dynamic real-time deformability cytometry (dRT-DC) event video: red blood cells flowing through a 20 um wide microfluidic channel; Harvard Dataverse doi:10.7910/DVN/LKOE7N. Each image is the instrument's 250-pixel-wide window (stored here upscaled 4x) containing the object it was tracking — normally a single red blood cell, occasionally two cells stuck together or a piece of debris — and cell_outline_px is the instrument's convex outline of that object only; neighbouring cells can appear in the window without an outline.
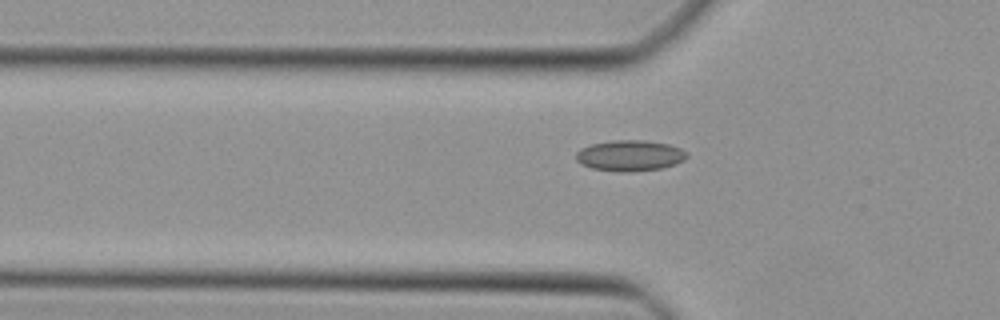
{"species": "Egyptian fruit bat (a non-hibernating species)", "species_latin": "Rousettus aegyptiacus", "temperature_condition": "cold", "stored_images_in_passage": 43, "camera_frame_rate_fps": 3000, "um_per_image_px": 0.085, "animal": {"sex": "female"}, "frame": {"image": 1, "passage_image": 16, "time_ms": 5.0, "image_size_px": [1000, 320], "cell_outline_px": [[688, 156], [684, 160], [676, 164], [664, 168], [628, 172], [616, 172], [592, 168], [580, 164], [576, 160], [576, 152], [580, 148], [592, 144], [612, 140], [644, 140], [668, 144], [680, 148], [688, 152]], "centroid_in_image_um": [53.54, 13.23], "position_along_channel_um": 72.3, "area_um2": 20.17}}
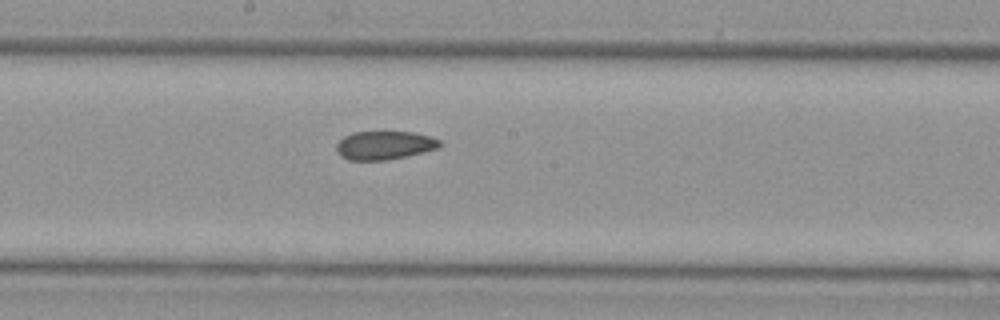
{"frame": {"image": 2, "passage_image": 26, "time_ms": 8.333, "image_size_px": [1000, 320], "cell_outline_px": [[440, 148], [404, 156], [384, 160], [348, 160], [340, 156], [336, 148], [336, 144], [344, 136], [352, 132], [412, 132], [432, 136], [440, 140]], "centroid_in_image_um": [32.67, 12.34], "position_along_channel_um": 215.5, "area_um2": 17.11}}
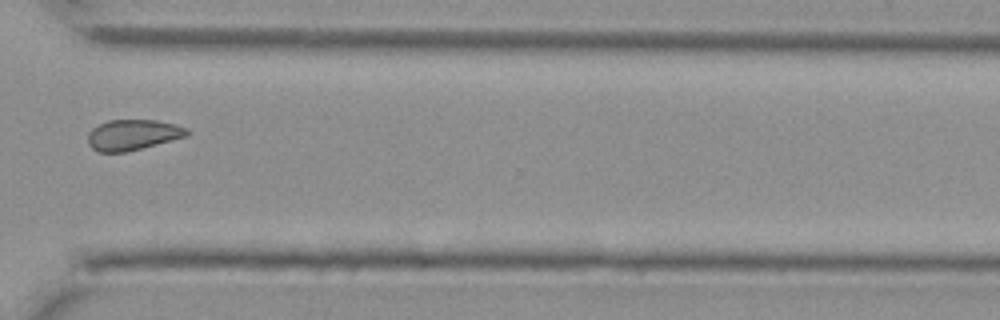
{"frame": {"image": 3, "passage_image": 36, "time_ms": 11.667, "image_size_px": [1000, 320], "cell_outline_px": [[188, 136], [124, 152], [96, 152], [88, 144], [88, 132], [92, 128], [108, 120], [156, 120], [176, 124], [188, 128]], "centroid_in_image_um": [11.27, 11.45], "position_along_channel_um": 359.3, "area_um2": 17.63}}